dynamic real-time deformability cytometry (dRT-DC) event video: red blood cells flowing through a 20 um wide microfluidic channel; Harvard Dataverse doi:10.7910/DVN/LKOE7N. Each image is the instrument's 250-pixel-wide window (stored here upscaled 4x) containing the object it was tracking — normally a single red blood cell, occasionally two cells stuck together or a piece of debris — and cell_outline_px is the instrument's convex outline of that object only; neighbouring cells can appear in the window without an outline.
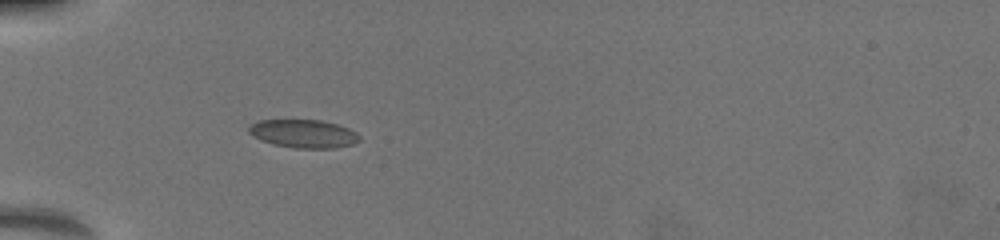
{"species": "common noctule bat (a hibernating species)", "species_latin": "Nyctalus noctula", "temperature_condition": "warm", "stored_images_in_passage": 57, "camera_frame_rate_fps": 3000, "um_per_image_px": 0.085, "animal": {"sex": "female", "body_mass_g": 19.5, "forearm_length_mm": 54.1}, "frame": {"image": 1, "passage_image": 1, "time_ms": 0.0, "image_size_px": [1000, 240], "cell_outline_px": [[360, 140], [352, 144], [332, 148], [296, 148], [272, 144], [260, 140], [252, 136], [248, 132], [248, 128], [252, 124], [260, 120], [320, 120], [336, 124], [348, 128], [356, 132], [360, 136]], "centroid_in_image_um": [25.78, 11.36], "position_along_channel_um": 59.2, "area_um2": 18.15}}
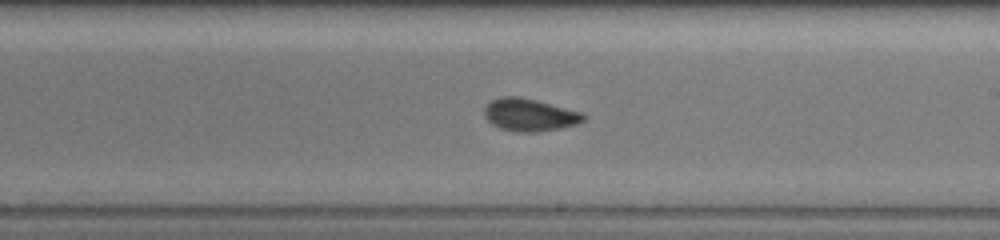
{"frame": {"image": 2, "passage_image": 23, "time_ms": 5.0, "image_size_px": [1000, 240], "cell_outline_px": [[584, 120], [576, 124], [560, 128], [536, 132], [516, 132], [500, 128], [492, 124], [484, 116], [484, 108], [492, 100], [500, 96], [516, 96], [536, 100], [580, 112], [584, 116]], "centroid_in_image_um": [44.96, 9.77], "position_along_channel_um": 244.0, "area_um2": 18.55}}
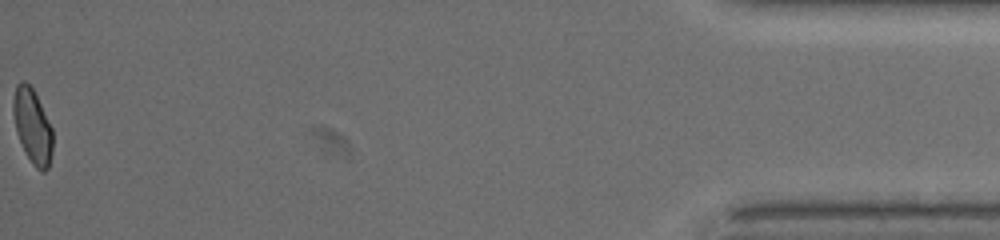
{"frame": {"image": 3, "passage_image": 56, "time_ms": 12.0, "image_size_px": [1000, 240], "cell_outline_px": [[52, 152], [48, 168], [44, 172], [40, 172], [32, 164], [16, 132], [12, 112], [12, 100], [16, 84], [20, 80], [24, 80], [32, 88], [52, 128]], "centroid_in_image_um": [2.74, 10.71], "position_along_channel_um": 432.5, "area_um2": 17.05}, "authors_computed_cell_mechanics": {"area_um2": 17.5712, "velocity_mm_per_s": 3.9314, "shape_relaxation_time_tau1_ms": 5.9235, "shape_relaxation_time_tau2_ms": 1.0677, "deformation_change_tau1": 0.1232, "deformation_change_tau2": 0.0527}}